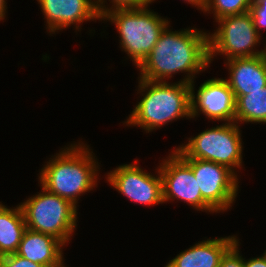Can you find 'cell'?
Wrapping results in <instances>:
<instances>
[{"mask_svg":"<svg viewBox=\"0 0 266 267\" xmlns=\"http://www.w3.org/2000/svg\"><path fill=\"white\" fill-rule=\"evenodd\" d=\"M167 26L152 51L136 68L140 77L150 81H166L175 73L187 72L181 80L194 83L198 72L209 67L208 33L193 29L171 31ZM196 74V75H195Z\"/></svg>","mask_w":266,"mask_h":267,"instance_id":"6da1fadb","label":"cell"},{"mask_svg":"<svg viewBox=\"0 0 266 267\" xmlns=\"http://www.w3.org/2000/svg\"><path fill=\"white\" fill-rule=\"evenodd\" d=\"M71 144L41 169L39 182L50 193L65 198L77 206L81 194L97 186L98 162L89 146ZM89 149V150H88ZM97 162V163H96Z\"/></svg>","mask_w":266,"mask_h":267,"instance_id":"7a4b0ae2","label":"cell"},{"mask_svg":"<svg viewBox=\"0 0 266 267\" xmlns=\"http://www.w3.org/2000/svg\"><path fill=\"white\" fill-rule=\"evenodd\" d=\"M143 98L127 118V126H139L147 133L183 117L191 118V86L178 81H150L140 78ZM143 92H145L143 94Z\"/></svg>","mask_w":266,"mask_h":267,"instance_id":"3957f363","label":"cell"},{"mask_svg":"<svg viewBox=\"0 0 266 267\" xmlns=\"http://www.w3.org/2000/svg\"><path fill=\"white\" fill-rule=\"evenodd\" d=\"M147 7L149 6L113 9L101 17V20L107 19L116 25L120 46L137 67L152 51L161 33L169 25L166 18Z\"/></svg>","mask_w":266,"mask_h":267,"instance_id":"277c9868","label":"cell"},{"mask_svg":"<svg viewBox=\"0 0 266 267\" xmlns=\"http://www.w3.org/2000/svg\"><path fill=\"white\" fill-rule=\"evenodd\" d=\"M20 207L27 228L52 235L64 245L71 239L77 226V206L69 200L42 187Z\"/></svg>","mask_w":266,"mask_h":267,"instance_id":"5b68a950","label":"cell"},{"mask_svg":"<svg viewBox=\"0 0 266 267\" xmlns=\"http://www.w3.org/2000/svg\"><path fill=\"white\" fill-rule=\"evenodd\" d=\"M188 139L187 144L174 150L181 158L212 161L228 167L237 175L234 170L242 166L243 152L238 123L225 122Z\"/></svg>","mask_w":266,"mask_h":267,"instance_id":"8992f818","label":"cell"},{"mask_svg":"<svg viewBox=\"0 0 266 267\" xmlns=\"http://www.w3.org/2000/svg\"><path fill=\"white\" fill-rule=\"evenodd\" d=\"M216 22L218 28L214 34H208L209 63H212L215 54L225 55L229 60L266 53V46L264 50H254L255 45L260 44L262 36L255 28L250 12L223 17Z\"/></svg>","mask_w":266,"mask_h":267,"instance_id":"52a82bcc","label":"cell"},{"mask_svg":"<svg viewBox=\"0 0 266 267\" xmlns=\"http://www.w3.org/2000/svg\"><path fill=\"white\" fill-rule=\"evenodd\" d=\"M193 170L202 198L216 211L232 207L238 192L237 175L228 167L202 159L182 158Z\"/></svg>","mask_w":266,"mask_h":267,"instance_id":"ba28073f","label":"cell"},{"mask_svg":"<svg viewBox=\"0 0 266 267\" xmlns=\"http://www.w3.org/2000/svg\"><path fill=\"white\" fill-rule=\"evenodd\" d=\"M163 202L179 199L196 210L216 212L203 198L198 189L192 168L173 150L171 155L160 163Z\"/></svg>","mask_w":266,"mask_h":267,"instance_id":"9c48e42d","label":"cell"},{"mask_svg":"<svg viewBox=\"0 0 266 267\" xmlns=\"http://www.w3.org/2000/svg\"><path fill=\"white\" fill-rule=\"evenodd\" d=\"M146 173L137 164L120 165L107 173V181L119 193L132 202L142 205H158L163 202L162 177Z\"/></svg>","mask_w":266,"mask_h":267,"instance_id":"30bf717a","label":"cell"},{"mask_svg":"<svg viewBox=\"0 0 266 267\" xmlns=\"http://www.w3.org/2000/svg\"><path fill=\"white\" fill-rule=\"evenodd\" d=\"M190 86L191 118L202 112L210 120L235 122V97L225 79H208L200 85L197 94L193 82Z\"/></svg>","mask_w":266,"mask_h":267,"instance_id":"8fae6325","label":"cell"},{"mask_svg":"<svg viewBox=\"0 0 266 267\" xmlns=\"http://www.w3.org/2000/svg\"><path fill=\"white\" fill-rule=\"evenodd\" d=\"M37 2L45 15L50 34H55L57 30L61 31L73 24H76L75 30H78L84 21L101 19L94 0H37Z\"/></svg>","mask_w":266,"mask_h":267,"instance_id":"7c38bea8","label":"cell"},{"mask_svg":"<svg viewBox=\"0 0 266 267\" xmlns=\"http://www.w3.org/2000/svg\"><path fill=\"white\" fill-rule=\"evenodd\" d=\"M226 61L230 77L225 80L234 95H246L266 86V53Z\"/></svg>","mask_w":266,"mask_h":267,"instance_id":"4fadbf2b","label":"cell"},{"mask_svg":"<svg viewBox=\"0 0 266 267\" xmlns=\"http://www.w3.org/2000/svg\"><path fill=\"white\" fill-rule=\"evenodd\" d=\"M60 240L52 235L26 228L17 255L45 267H66Z\"/></svg>","mask_w":266,"mask_h":267,"instance_id":"5bb4252c","label":"cell"},{"mask_svg":"<svg viewBox=\"0 0 266 267\" xmlns=\"http://www.w3.org/2000/svg\"><path fill=\"white\" fill-rule=\"evenodd\" d=\"M236 241L235 235L203 240L180 252L165 267H219L222 256Z\"/></svg>","mask_w":266,"mask_h":267,"instance_id":"9a60e30c","label":"cell"},{"mask_svg":"<svg viewBox=\"0 0 266 267\" xmlns=\"http://www.w3.org/2000/svg\"><path fill=\"white\" fill-rule=\"evenodd\" d=\"M26 228L20 205L12 209L0 202V257L17 252Z\"/></svg>","mask_w":266,"mask_h":267,"instance_id":"2e32d148","label":"cell"},{"mask_svg":"<svg viewBox=\"0 0 266 267\" xmlns=\"http://www.w3.org/2000/svg\"><path fill=\"white\" fill-rule=\"evenodd\" d=\"M234 97L235 123H266V86L261 90Z\"/></svg>","mask_w":266,"mask_h":267,"instance_id":"e0dca14e","label":"cell"},{"mask_svg":"<svg viewBox=\"0 0 266 267\" xmlns=\"http://www.w3.org/2000/svg\"><path fill=\"white\" fill-rule=\"evenodd\" d=\"M253 2L254 0H207L204 12L210 13L213 10V16L215 20H218L223 17L249 12Z\"/></svg>","mask_w":266,"mask_h":267,"instance_id":"ac0fdd59","label":"cell"},{"mask_svg":"<svg viewBox=\"0 0 266 267\" xmlns=\"http://www.w3.org/2000/svg\"><path fill=\"white\" fill-rule=\"evenodd\" d=\"M95 6L99 15L102 17L106 12L113 9H123V8H136L143 7L151 4L150 0H112V6L110 8L105 7L104 0H94Z\"/></svg>","mask_w":266,"mask_h":267,"instance_id":"d6986e66","label":"cell"},{"mask_svg":"<svg viewBox=\"0 0 266 267\" xmlns=\"http://www.w3.org/2000/svg\"><path fill=\"white\" fill-rule=\"evenodd\" d=\"M254 26L261 35V30H266V0H254L250 11Z\"/></svg>","mask_w":266,"mask_h":267,"instance_id":"ffe728a7","label":"cell"},{"mask_svg":"<svg viewBox=\"0 0 266 267\" xmlns=\"http://www.w3.org/2000/svg\"><path fill=\"white\" fill-rule=\"evenodd\" d=\"M238 241L239 240L237 239V241L222 256L219 267H244V258L239 253Z\"/></svg>","mask_w":266,"mask_h":267,"instance_id":"44dd1931","label":"cell"},{"mask_svg":"<svg viewBox=\"0 0 266 267\" xmlns=\"http://www.w3.org/2000/svg\"><path fill=\"white\" fill-rule=\"evenodd\" d=\"M0 267H45V266L34 263L15 253L0 257Z\"/></svg>","mask_w":266,"mask_h":267,"instance_id":"7402d4cb","label":"cell"},{"mask_svg":"<svg viewBox=\"0 0 266 267\" xmlns=\"http://www.w3.org/2000/svg\"><path fill=\"white\" fill-rule=\"evenodd\" d=\"M244 267H266V254L261 257L250 258L248 261L244 258Z\"/></svg>","mask_w":266,"mask_h":267,"instance_id":"603a6c76","label":"cell"},{"mask_svg":"<svg viewBox=\"0 0 266 267\" xmlns=\"http://www.w3.org/2000/svg\"><path fill=\"white\" fill-rule=\"evenodd\" d=\"M151 3L154 1V0H150ZM188 3H190L192 6L195 5V7L197 6L198 9H201L203 12L206 8V5H207V0H184Z\"/></svg>","mask_w":266,"mask_h":267,"instance_id":"cb8c5ba5","label":"cell"},{"mask_svg":"<svg viewBox=\"0 0 266 267\" xmlns=\"http://www.w3.org/2000/svg\"><path fill=\"white\" fill-rule=\"evenodd\" d=\"M6 0H0V21L4 20L6 15Z\"/></svg>","mask_w":266,"mask_h":267,"instance_id":"d4e9b609","label":"cell"}]
</instances>
